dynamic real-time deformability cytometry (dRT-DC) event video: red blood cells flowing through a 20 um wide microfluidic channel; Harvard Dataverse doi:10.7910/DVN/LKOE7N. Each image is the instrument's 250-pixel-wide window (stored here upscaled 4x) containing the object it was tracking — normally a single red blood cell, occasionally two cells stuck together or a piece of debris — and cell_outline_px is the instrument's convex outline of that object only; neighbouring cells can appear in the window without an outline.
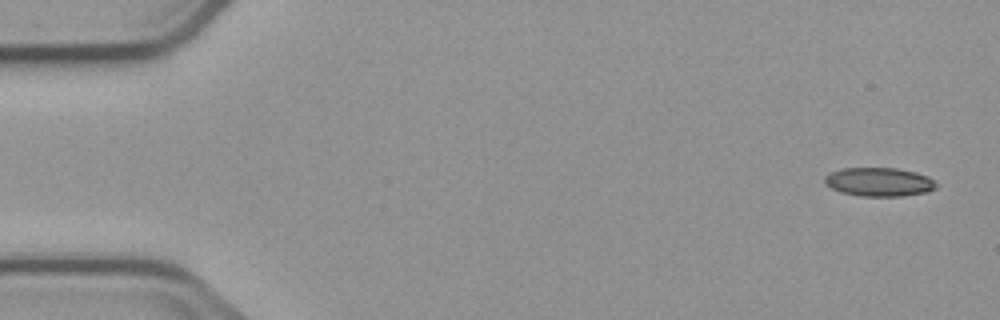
{"species": "common noctule bat (a hibernating species)", "species_latin": "Nyctalus noctula", "temperature_condition": "cold", "stored_images_in_passage": 6, "camera_frame_rate_fps": 3000, "um_per_image_px": 0.085, "animal": {"sex": "male", "body_mass_g": 23.1, "forearm_length_mm": 52.7}, "frame": {"image": 1, "passage_image": 1, "time_ms": 0.0, "image_size_px": [1000, 320], "cell_outline_px": [[936, 188], [928, 192], [900, 196], [860, 196], [840, 192], [824, 184], [824, 176], [840, 168], [896, 168], [916, 172], [928, 176], [936, 184]], "centroid_in_image_um": [74.7, 15.46], "position_along_channel_um": 10.3, "area_um2": 18.73}}